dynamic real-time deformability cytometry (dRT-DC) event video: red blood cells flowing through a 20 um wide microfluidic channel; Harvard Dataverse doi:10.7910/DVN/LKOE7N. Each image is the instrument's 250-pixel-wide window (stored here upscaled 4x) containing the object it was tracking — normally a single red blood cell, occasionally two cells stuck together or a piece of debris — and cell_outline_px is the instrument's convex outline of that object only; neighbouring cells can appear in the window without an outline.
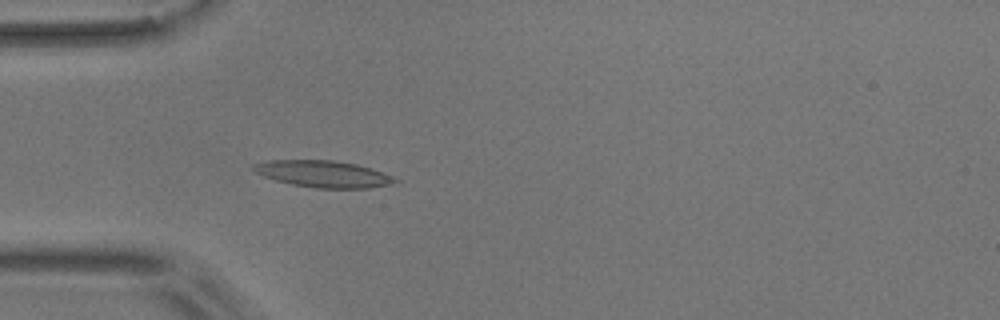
{"species": "common noctule bat (a hibernating species)", "species_latin": "Nyctalus noctula", "temperature_condition": "room temperature", "stored_images_in_passage": 3, "camera_frame_rate_fps": 3000, "um_per_image_px": 0.085, "animal": {"sex": "male", "body_mass_g": 17.9}, "frame": {"image": 1, "passage_image": 3, "time_ms": 2.333, "image_size_px": [1000, 320], "cell_outline_px": [[400, 180], [388, 184], [368, 188], [316, 188], [292, 184], [276, 180], [264, 176], [256, 172], [252, 168], [252, 164], [268, 160], [332, 160], [356, 164], [372, 168]], "centroid_in_image_um": [27.45, 14.78], "position_along_channel_um": 57.6, "area_um2": 21.79}}